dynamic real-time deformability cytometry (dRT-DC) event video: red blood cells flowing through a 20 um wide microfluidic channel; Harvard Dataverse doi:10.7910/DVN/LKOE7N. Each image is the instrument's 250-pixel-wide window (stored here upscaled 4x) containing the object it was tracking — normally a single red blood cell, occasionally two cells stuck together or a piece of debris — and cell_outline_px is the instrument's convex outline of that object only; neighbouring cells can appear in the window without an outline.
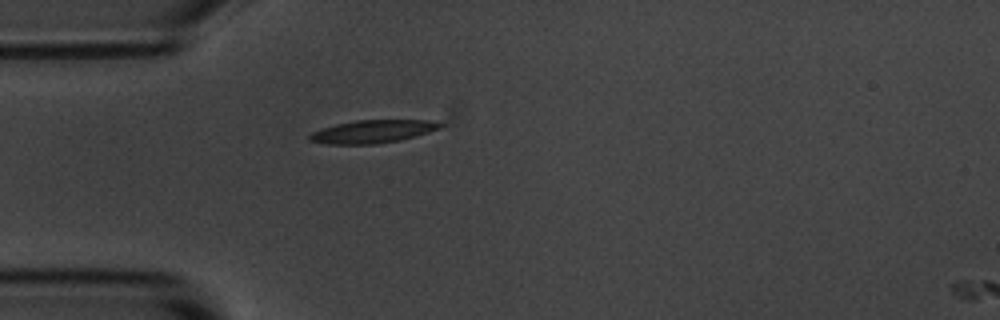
{"species": "common noctule bat (a hibernating species)", "species_latin": "Nyctalus noctula", "temperature_condition": "room temperature", "stored_images_in_passage": 2, "camera_frame_rate_fps": 3000, "um_per_image_px": 0.085, "animal": {"sex": "male", "body_mass_g": 20.1, "forearm_length_mm": 53.5}, "frame": {"image": 1, "passage_image": 1, "time_ms": 0.0, "image_size_px": [1000, 320], "cell_outline_px": [[444, 124], [440, 128], [416, 136], [376, 144], [328, 144], [308, 140], [308, 136], [312, 132], [336, 124], [356, 120], [428, 120]], "centroid_in_image_um": [31.66, 11.17], "position_along_channel_um": 53.3, "area_um2": 17.22}}